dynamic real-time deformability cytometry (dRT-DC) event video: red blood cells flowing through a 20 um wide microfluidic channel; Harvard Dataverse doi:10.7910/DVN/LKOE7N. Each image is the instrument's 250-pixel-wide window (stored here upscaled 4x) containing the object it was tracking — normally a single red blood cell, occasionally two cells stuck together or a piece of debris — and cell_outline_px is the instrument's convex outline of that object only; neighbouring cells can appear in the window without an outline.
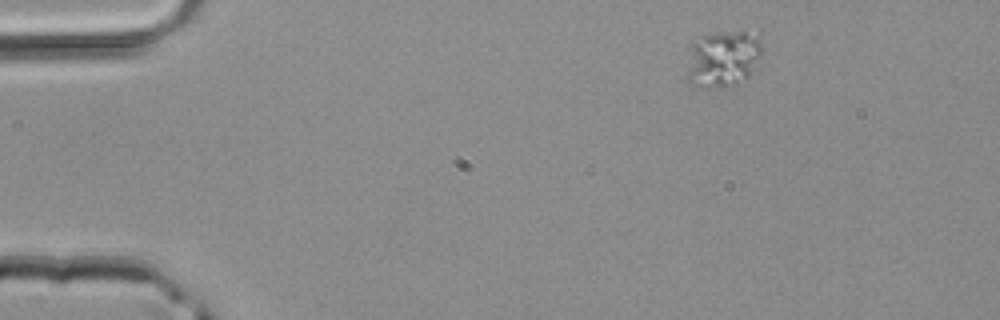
{"species": "common noctule bat (a hibernating species)", "species_latin": "Nyctalus noctula", "temperature_condition": "room temperature", "stored_images_in_passage": 3, "camera_frame_rate_fps": 3000, "um_per_image_px": 0.085, "animal": {"sex": "male", "body_mass_g": 20.4}, "frame": {"image": 1, "passage_image": 1, "time_ms": 0.0, "image_size_px": [1000, 320], "cell_outline_px": [[764, 48], [748, 80], [736, 88], [708, 88], [692, 84], [688, 80], [688, 72], [692, 40], [704, 36], [728, 32], [760, 28]], "centroid_in_image_um": [61.6, 4.98], "position_along_channel_um": 23.4, "area_um2": 25.95}}
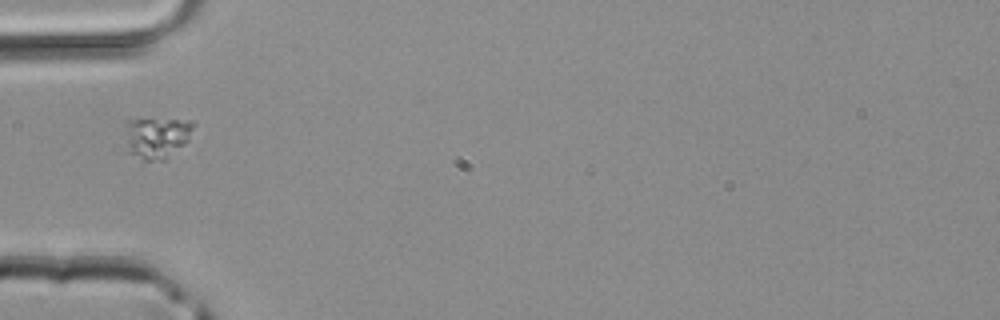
{"frame": {"image": 2, "passage_image": 3, "time_ms": 0.667, "image_size_px": [1000, 320], "cell_outline_px": [[196, 124], [188, 140], [184, 144], [164, 160], [144, 160], [128, 152], [128, 120], [192, 120]], "centroid_in_image_um": [13.4, 11.69], "position_along_channel_um": 71.6, "area_um2": 15.84}}